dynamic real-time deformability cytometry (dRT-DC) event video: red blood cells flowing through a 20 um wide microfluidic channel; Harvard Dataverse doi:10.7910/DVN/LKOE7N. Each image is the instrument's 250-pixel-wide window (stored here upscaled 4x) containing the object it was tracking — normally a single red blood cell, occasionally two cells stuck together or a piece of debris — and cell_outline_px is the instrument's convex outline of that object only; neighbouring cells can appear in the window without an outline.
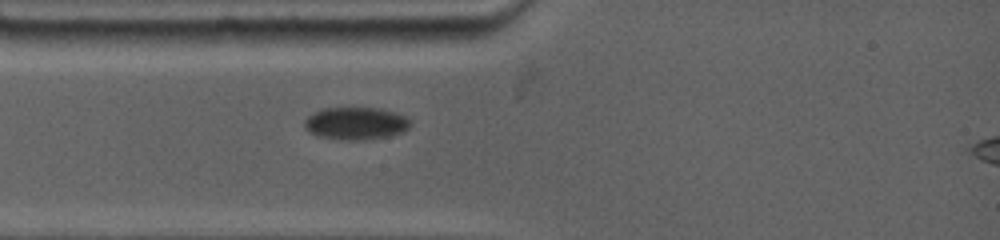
{"species": "common noctule bat (a hibernating species)", "species_latin": "Nyctalus noctula", "temperature_condition": "warm", "stored_images_in_passage": 2, "camera_frame_rate_fps": 4500, "um_per_image_px": 0.085, "animal": {"sex": "female", "body_mass_g": 19.0, "forearm_length_mm": 53.3}, "frame": {"image": 1, "passage_image": 1, "time_ms": 0.0, "image_size_px": [1000, 240], "cell_outline_px": [[412, 124], [404, 132], [388, 136], [320, 136], [308, 132], [304, 128], [304, 120], [312, 112], [320, 108], [384, 108], [408, 116], [412, 120]], "centroid_in_image_um": [30.29, 10.39], "position_along_channel_um": 54.7, "area_um2": 19.25}}